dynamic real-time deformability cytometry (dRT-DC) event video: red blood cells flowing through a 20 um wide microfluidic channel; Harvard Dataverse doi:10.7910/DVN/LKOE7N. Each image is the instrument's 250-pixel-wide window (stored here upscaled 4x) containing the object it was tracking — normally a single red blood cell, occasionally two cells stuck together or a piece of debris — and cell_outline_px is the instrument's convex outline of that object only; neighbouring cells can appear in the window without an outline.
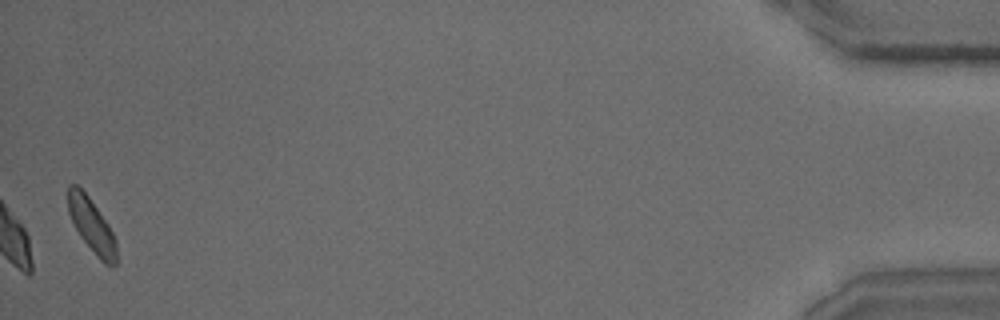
{"species": "common noctule bat (a hibernating species)", "species_latin": "Nyctalus noctula", "temperature_condition": "warm", "stored_images_in_passage": 30, "camera_frame_rate_fps": 3000, "um_per_image_px": 0.085, "animal": {"sex": "male", "body_mass_g": 15.6}, "frame": {"image": 1, "passage_image": 30, "time_ms": 9.667, "image_size_px": [1000, 320], "cell_outline_px": [[116, 264], [112, 268], [104, 264], [96, 256], [80, 236], [68, 212], [68, 184], [76, 184], [88, 196], [108, 224], [116, 240]], "centroid_in_image_um": [7.8, 19.2], "position_along_channel_um": 427.4, "area_um2": 15.09}}